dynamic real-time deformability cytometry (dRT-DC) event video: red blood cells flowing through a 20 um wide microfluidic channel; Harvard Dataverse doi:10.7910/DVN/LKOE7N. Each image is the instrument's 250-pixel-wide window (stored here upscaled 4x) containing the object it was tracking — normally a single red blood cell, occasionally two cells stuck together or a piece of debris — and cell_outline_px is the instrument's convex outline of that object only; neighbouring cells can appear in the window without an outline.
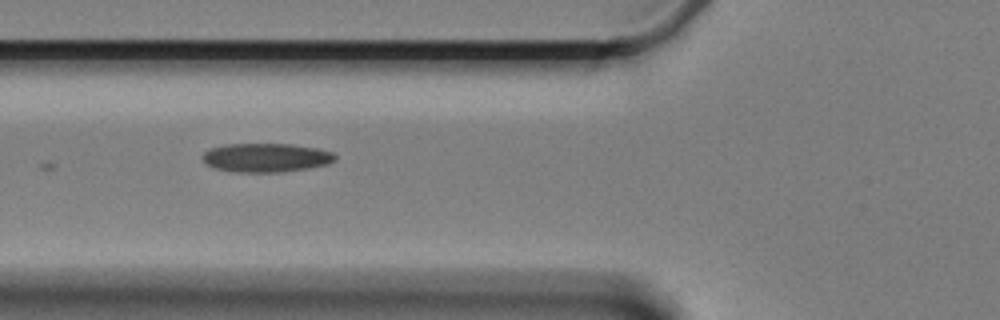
{"species": "Egyptian fruit bat (a non-hibernating species)", "species_latin": "Rousettus aegyptiacus", "temperature_condition": "cold", "stored_images_in_passage": 3, "camera_frame_rate_fps": 3000, "um_per_image_px": 0.085, "animal": {"sex": "female"}, "frame": {"image": 1, "passage_image": 2, "time_ms": 1.333, "image_size_px": [1000, 320], "cell_outline_px": [[336, 160], [328, 164], [308, 168], [280, 172], [236, 172], [212, 168], [200, 156], [204, 152], [212, 148], [224, 144], [292, 144], [316, 148], [332, 152], [336, 156]], "centroid_in_image_um": [22.61, 13.4], "position_along_channel_um": 103.2, "area_um2": 22.31}}
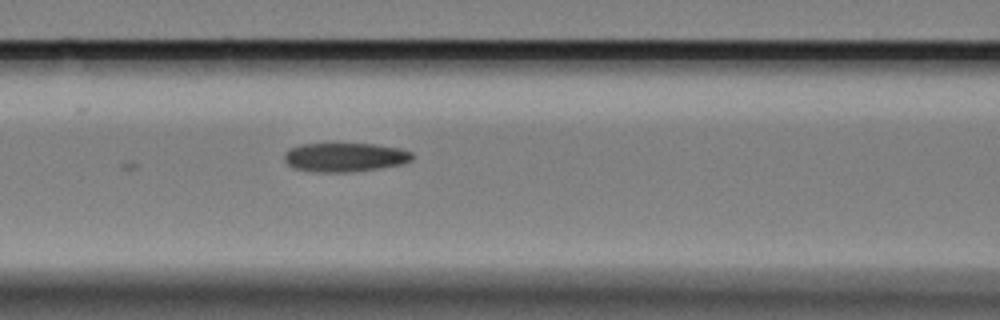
{"frame": {"image": 2, "passage_image": 3, "time_ms": 2.333, "image_size_px": [1000, 320], "cell_outline_px": [[412, 160], [400, 164], [380, 168], [348, 172], [316, 172], [296, 168], [288, 164], [284, 160], [284, 152], [300, 144], [372, 144], [400, 148], [412, 152]], "centroid_in_image_um": [29.31, 13.36], "position_along_channel_um": 137.3, "area_um2": 21.39}}